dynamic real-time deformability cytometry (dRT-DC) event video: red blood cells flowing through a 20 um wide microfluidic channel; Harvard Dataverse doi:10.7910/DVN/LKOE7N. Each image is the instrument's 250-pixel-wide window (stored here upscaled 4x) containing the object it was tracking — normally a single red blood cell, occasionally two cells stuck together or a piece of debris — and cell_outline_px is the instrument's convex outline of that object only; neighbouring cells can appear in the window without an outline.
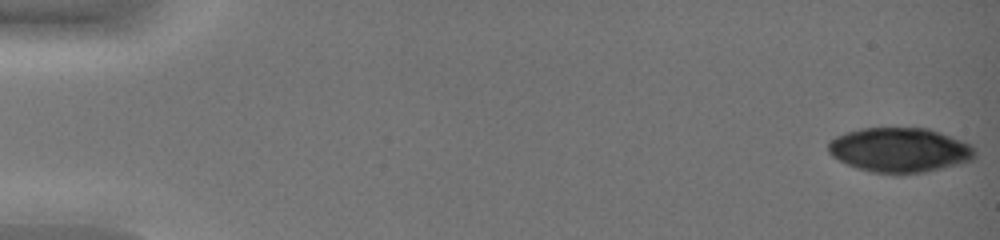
{"species": "common noctule bat (a hibernating species)", "species_latin": "Nyctalus noctula", "temperature_condition": "warm", "stored_images_in_passage": 37, "camera_frame_rate_fps": 3000, "um_per_image_px": 0.085, "animal": {"sex": "female", "body_mass_g": 19.0, "forearm_length_mm": 51.5}, "frame": {"image": 1, "passage_image": 1, "time_ms": 0.0, "image_size_px": [1000, 240], "cell_outline_px": [[976, 156], [972, 160], [960, 164], [944, 168], [924, 172], [900, 176], [896, 176], [872, 172], [856, 168], [832, 156], [828, 152], [828, 140], [844, 132], [860, 128], [928, 128], [940, 132], [972, 144], [976, 148]], "centroid_in_image_um": [76.49, 12.77], "position_along_channel_um": 8.5, "area_um2": 38.96}}